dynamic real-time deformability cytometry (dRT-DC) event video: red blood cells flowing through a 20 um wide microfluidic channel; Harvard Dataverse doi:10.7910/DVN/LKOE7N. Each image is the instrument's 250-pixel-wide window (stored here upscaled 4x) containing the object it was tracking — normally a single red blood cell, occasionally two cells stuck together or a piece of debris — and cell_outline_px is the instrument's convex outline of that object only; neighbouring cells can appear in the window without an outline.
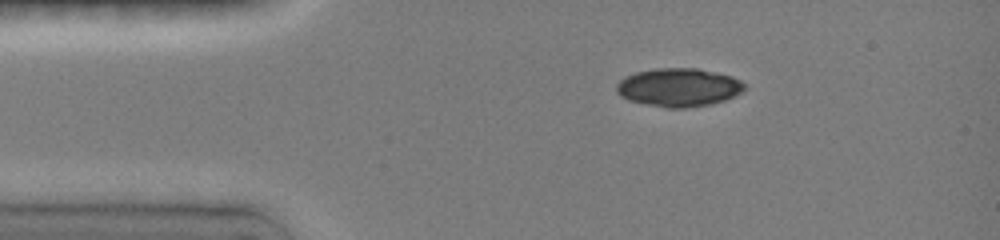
{"species": "common noctule bat (a hibernating species)", "species_latin": "Nyctalus noctula", "temperature_condition": "room temperature", "stored_images_in_passage": 3, "camera_frame_rate_fps": 3000, "um_per_image_px": 0.085, "animal": {"sex": "female", "body_mass_g": 19.0, "forearm_length_mm": 51.5}, "frame": {"image": 1, "passage_image": 1, "time_ms": 0.0, "image_size_px": [1000, 240], "cell_outline_px": [[744, 92], [724, 100], [712, 104], [684, 108], [668, 108], [628, 100], [620, 96], [616, 92], [616, 84], [624, 76], [636, 72], [656, 68], [696, 68], [732, 76], [740, 80], [744, 84]], "centroid_in_image_um": [57.67, 7.43], "position_along_channel_um": 27.3, "area_um2": 28.67}}